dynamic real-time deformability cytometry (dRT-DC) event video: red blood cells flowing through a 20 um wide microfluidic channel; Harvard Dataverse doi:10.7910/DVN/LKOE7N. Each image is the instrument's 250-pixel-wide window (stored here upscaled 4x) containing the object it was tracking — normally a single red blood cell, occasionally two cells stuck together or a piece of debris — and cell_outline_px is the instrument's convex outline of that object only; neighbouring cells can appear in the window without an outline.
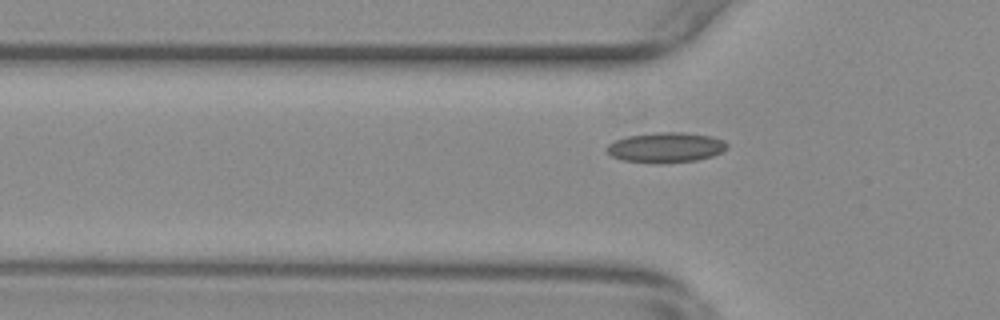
{"species": "common noctule bat (a hibernating species)", "species_latin": "Nyctalus noctula", "temperature_condition": "warm", "stored_images_in_passage": 56, "camera_frame_rate_fps": 3000, "um_per_image_px": 0.085, "animal": {"sex": "female", "body_mass_g": 29.2, "forearm_length_mm": 56.3}, "frame": {"image": 1, "passage_image": 18, "time_ms": 5.667, "image_size_px": [1000, 320], "cell_outline_px": [[728, 148], [712, 156], [696, 160], [664, 164], [624, 160], [612, 156], [604, 148], [608, 144], [616, 140], [628, 136], [656, 132], [684, 132], [712, 136], [724, 140], [728, 144]], "centroid_in_image_um": [56.62, 12.53], "position_along_channel_um": 69.2, "area_um2": 21.21}}
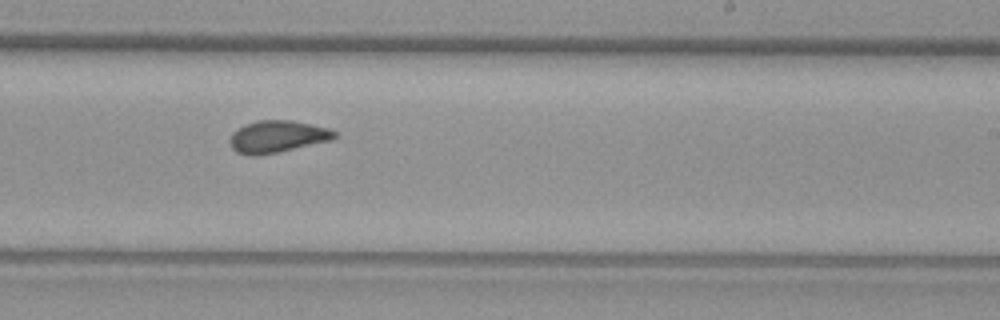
{"frame": {"image": 2, "passage_image": 34, "time_ms": 11.0, "image_size_px": [1000, 320], "cell_outline_px": [[336, 136], [332, 140], [276, 152], [256, 156], [248, 156], [236, 152], [228, 144], [228, 140], [232, 132], [236, 128], [244, 124], [256, 120], [292, 120], [328, 128], [336, 132]], "centroid_in_image_um": [23.49, 11.6], "position_along_channel_um": 265.5, "area_um2": 19.71}}
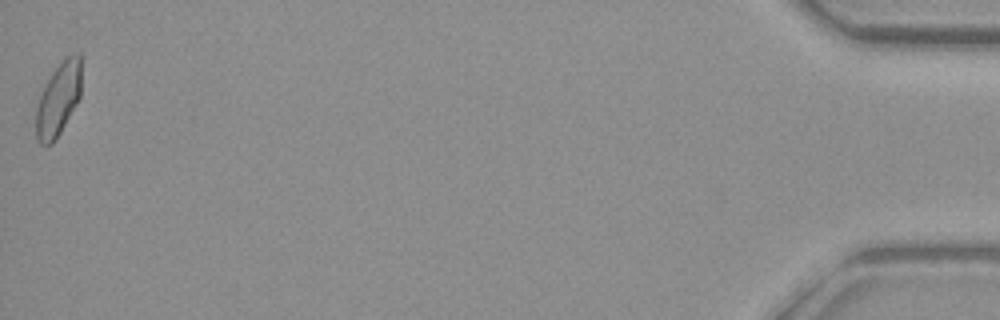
{"frame": {"image": 3, "passage_image": 56, "time_ms": 18.333, "image_size_px": [1000, 320], "cell_outline_px": [[80, 96], [76, 104], [60, 132], [52, 144], [40, 144], [36, 140], [36, 108], [40, 96], [52, 72], [72, 52], [80, 52]], "centroid_in_image_um": [4.95, 8.44], "position_along_channel_um": 430.2, "area_um2": 18.9}, "authors_computed_cell_mechanics": {"area_um2": 19.4497, "velocity_mm_per_s": 3.6726, "shape_relaxation_time_tau1_ms": null, "shape_relaxation_time_tau2_ms": 1.4091, "deformation_change_tau1": null, "deformation_change_tau2": 0.0682}}